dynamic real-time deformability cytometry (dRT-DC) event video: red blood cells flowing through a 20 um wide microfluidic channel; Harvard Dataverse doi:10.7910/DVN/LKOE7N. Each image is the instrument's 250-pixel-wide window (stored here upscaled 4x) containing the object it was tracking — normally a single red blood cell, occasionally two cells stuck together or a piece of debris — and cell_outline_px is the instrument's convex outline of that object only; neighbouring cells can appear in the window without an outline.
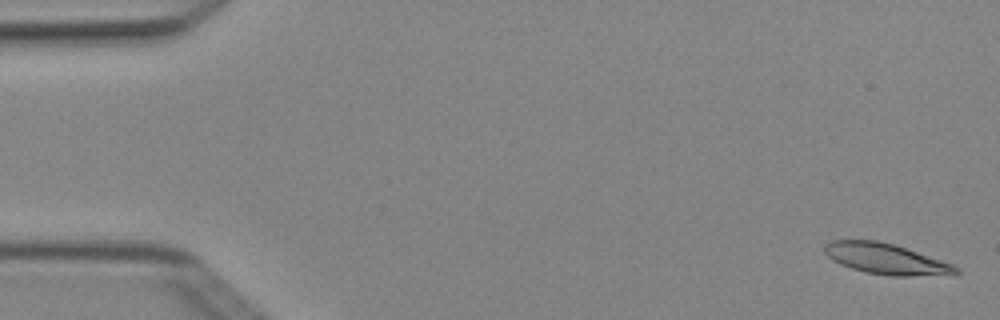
{"species": "Egyptian fruit bat (a non-hibernating species)", "species_latin": "Rousettus aegyptiacus", "temperature_condition": "cold", "stored_images_in_passage": 5, "camera_frame_rate_fps": 3000, "um_per_image_px": 0.085, "animal": {"sex": "female"}, "frame": {"image": 1, "passage_image": 1, "time_ms": 0.0, "image_size_px": [1000, 320], "cell_outline_px": [[960, 272], [956, 276], [892, 276], [868, 272], [852, 268], [840, 264], [832, 260], [824, 252], [824, 244], [832, 240], [876, 240], [892, 244], [952, 264], [960, 268]], "centroid_in_image_um": [75.36, 22.03], "position_along_channel_um": 9.6, "area_um2": 23.52}}